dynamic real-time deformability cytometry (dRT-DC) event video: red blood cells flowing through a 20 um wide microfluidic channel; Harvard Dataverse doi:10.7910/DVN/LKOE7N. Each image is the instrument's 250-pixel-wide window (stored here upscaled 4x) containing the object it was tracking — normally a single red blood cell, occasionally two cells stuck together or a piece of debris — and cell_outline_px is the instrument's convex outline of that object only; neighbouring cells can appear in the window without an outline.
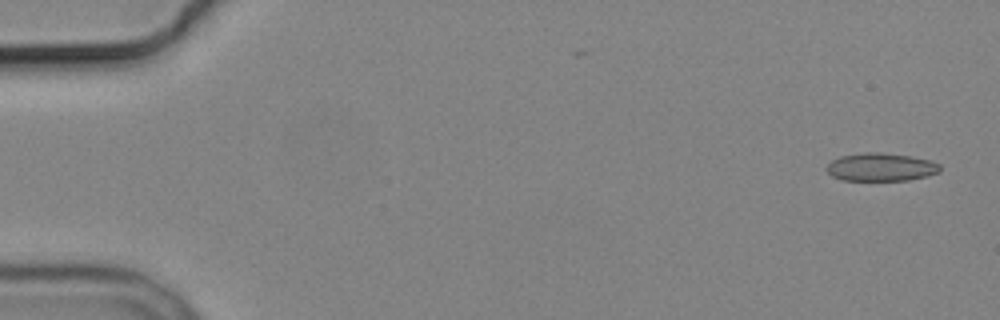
{"species": "common noctule bat (a hibernating species)", "species_latin": "Nyctalus noctula", "temperature_condition": "cold", "stored_images_in_passage": 16, "segment_of_instrument_passage": [1, 2], "camera_frame_rate_fps": 3000, "um_per_image_px": 0.085, "animal": {"sex": "male", "body_mass_g": 19.2, "forearm_length_mm": 51.8}, "frame": {"image": 1, "passage_image": 1, "time_ms": 0.0, "image_size_px": [1000, 320], "cell_outline_px": [[940, 172], [928, 176], [908, 180], [844, 180], [832, 176], [828, 172], [828, 164], [832, 160], [840, 156], [864, 152], [880, 152], [908, 156], [928, 160], [940, 164]], "centroid_in_image_um": [74.89, 14.2], "position_along_channel_um": 10.1, "area_um2": 18.38}}
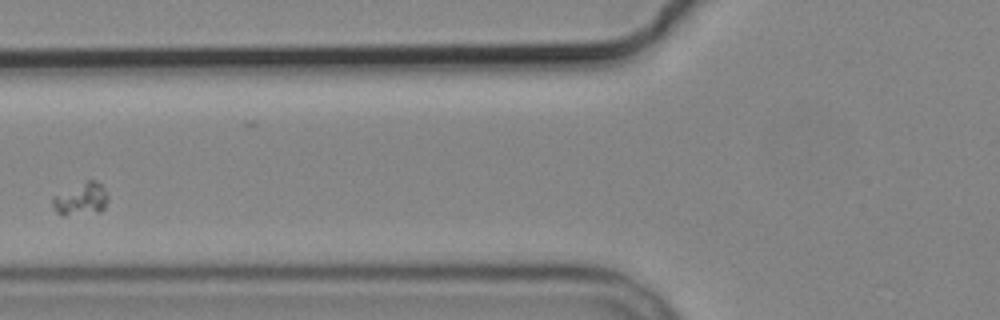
{"frame": {"image": 2, "passage_image": 7, "time_ms": 8.333, "image_size_px": [1000, 320], "cell_outline_px": [[108, 200], [104, 208], [100, 212], [64, 216], [56, 212], [52, 204], [52, 196], [88, 180], [96, 180], [104, 188], [108, 196]], "centroid_in_image_um": [6.89, 16.94], "position_along_channel_um": 118.9, "area_um2": 10.52}}
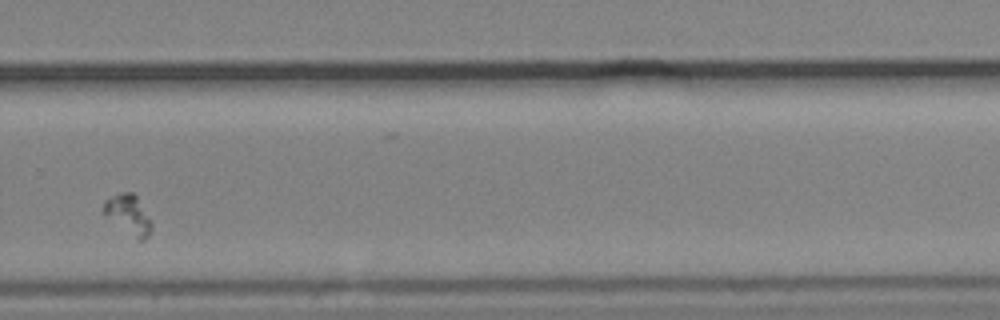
{"frame": {"image": 3, "passage_image": 12, "time_ms": 14.0, "image_size_px": [1000, 320], "cell_outline_px": [[152, 228], [148, 236], [144, 240], [136, 240], [104, 212], [104, 200], [120, 192], [132, 192], [136, 196], [152, 220]], "centroid_in_image_um": [10.97, 18.24], "position_along_channel_um": 318.8, "area_um2": 10.75}}